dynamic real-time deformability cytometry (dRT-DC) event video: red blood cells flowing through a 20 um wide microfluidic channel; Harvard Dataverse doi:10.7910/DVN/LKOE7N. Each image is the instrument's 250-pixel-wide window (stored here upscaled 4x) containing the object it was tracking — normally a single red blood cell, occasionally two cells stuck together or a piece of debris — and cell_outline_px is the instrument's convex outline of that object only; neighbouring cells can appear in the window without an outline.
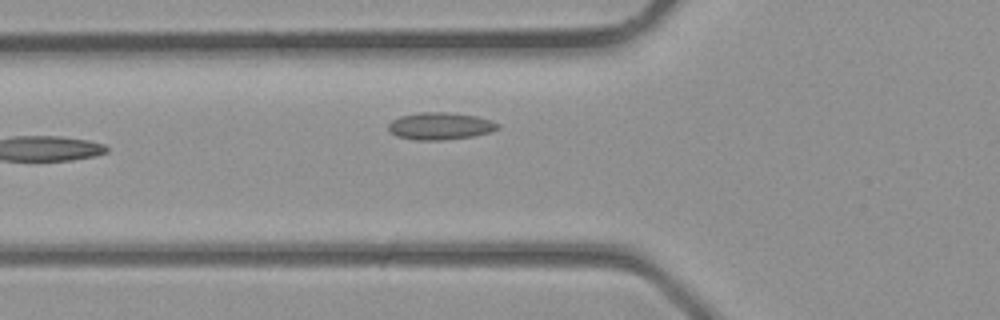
{"species": "common noctule bat (a hibernating species)", "species_latin": "Nyctalus noctula", "temperature_condition": "room temperature", "stored_images_in_passage": 18, "camera_frame_rate_fps": 3000, "um_per_image_px": 0.085, "animal": {"sex": "male", "body_mass_g": 23.1, "forearm_length_mm": 52.7}, "frame": {"image": 1, "passage_image": 3, "time_ms": 0.667, "image_size_px": [1000, 320], "cell_outline_px": [[500, 128], [488, 132], [472, 136], [444, 140], [416, 140], [396, 136], [388, 128], [388, 124], [392, 120], [400, 116], [420, 112], [448, 112], [476, 116], [492, 120], [500, 124]], "centroid_in_image_um": [37.42, 10.71], "position_along_channel_um": 88.4, "area_um2": 17.34}}